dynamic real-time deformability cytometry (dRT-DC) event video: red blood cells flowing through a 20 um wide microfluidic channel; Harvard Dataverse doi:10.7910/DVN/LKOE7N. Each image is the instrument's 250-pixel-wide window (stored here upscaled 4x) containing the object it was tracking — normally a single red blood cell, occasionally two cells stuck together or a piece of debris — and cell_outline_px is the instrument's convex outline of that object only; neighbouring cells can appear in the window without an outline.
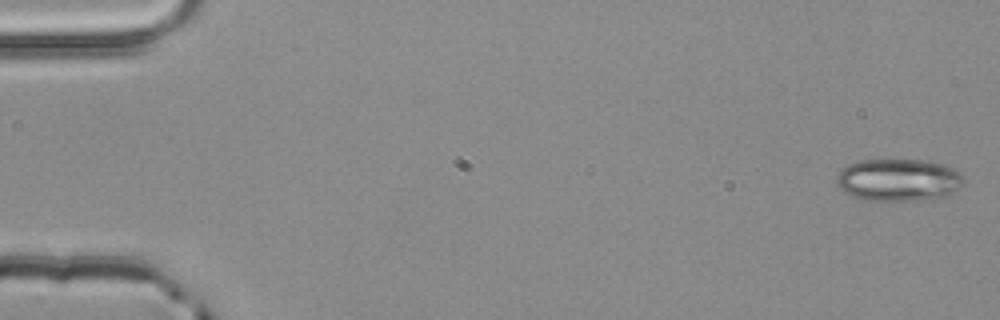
{"species": "common noctule bat (a hibernating species)", "species_latin": "Nyctalus noctula", "temperature_condition": "room temperature", "stored_images_in_passage": 4, "camera_frame_rate_fps": 3000, "um_per_image_px": 0.085, "animal": {"sex": "male", "body_mass_g": 20.4}, "frame": {"image": 1, "passage_image": 1, "time_ms": 0.0, "image_size_px": [1000, 320], "cell_outline_px": [[964, 184], [956, 192], [948, 196], [916, 200], [860, 200], [844, 192], [840, 188], [836, 180], [836, 176], [840, 168], [848, 164], [860, 160], [924, 160], [944, 164], [960, 172], [964, 180]], "centroid_in_image_um": [76.37, 15.29], "position_along_channel_um": 8.6, "area_um2": 31.73}}